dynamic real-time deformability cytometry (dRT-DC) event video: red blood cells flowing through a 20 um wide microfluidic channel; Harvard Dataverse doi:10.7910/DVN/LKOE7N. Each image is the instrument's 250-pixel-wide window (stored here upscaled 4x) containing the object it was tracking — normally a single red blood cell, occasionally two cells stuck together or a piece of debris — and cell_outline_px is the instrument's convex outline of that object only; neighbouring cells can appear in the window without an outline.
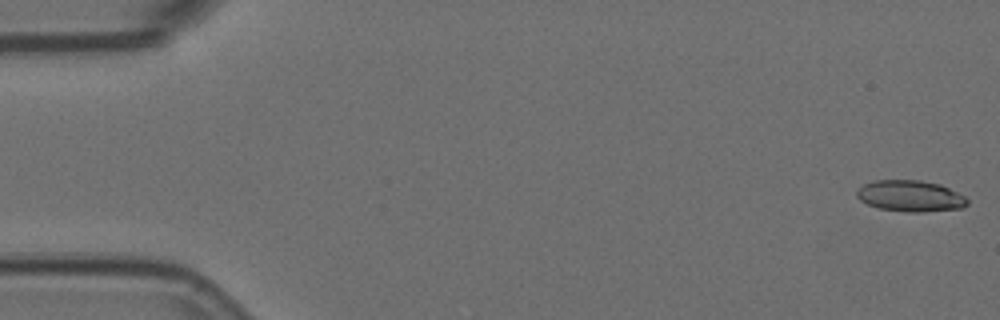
{"species": "Egyptian fruit bat (a non-hibernating species)", "species_latin": "Rousettus aegyptiacus", "temperature_condition": "room temperature", "stored_images_in_passage": 6, "camera_frame_rate_fps": 3000, "um_per_image_px": 0.085, "animal": {"sex": "female"}, "frame": {"image": 1, "passage_image": 1, "time_ms": 0.0, "image_size_px": [1000, 320], "cell_outline_px": [[968, 204], [964, 208], [924, 212], [908, 212], [876, 208], [860, 200], [856, 196], [856, 192], [864, 184], [872, 180], [920, 180], [940, 184], [964, 196], [968, 200]], "centroid_in_image_um": [77.38, 16.66], "position_along_channel_um": 7.6, "area_um2": 20.23}}
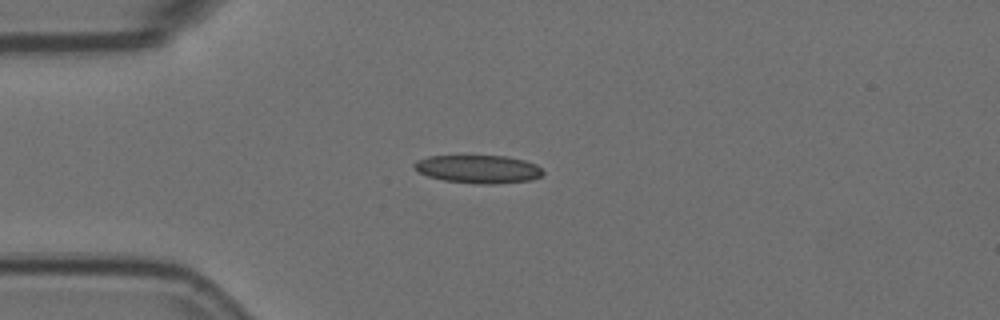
{"frame": {"image": 2, "passage_image": 4, "time_ms": 1.0, "image_size_px": [1000, 320], "cell_outline_px": [[544, 172], [540, 176], [532, 180], [496, 184], [476, 184], [444, 180], [428, 176], [412, 168], [412, 164], [416, 160], [428, 156], [508, 156], [524, 160], [536, 164]], "centroid_in_image_um": [40.64, 14.37], "position_along_channel_um": 44.4, "area_um2": 21.21}}
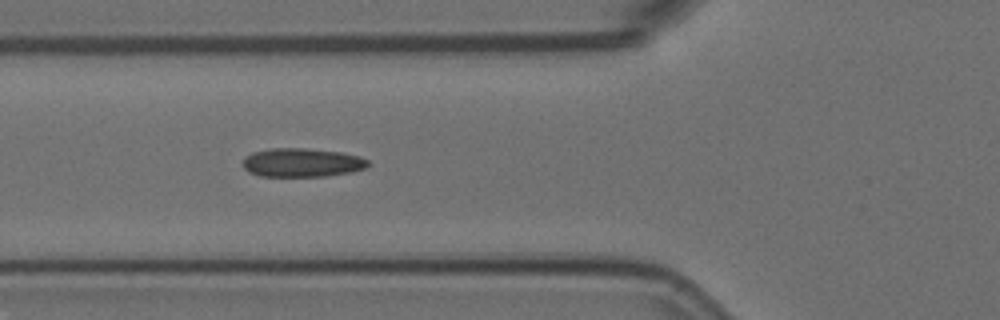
{"frame": {"image": 3, "passage_image": 6, "time_ms": 1.667, "image_size_px": [1000, 320], "cell_outline_px": [[368, 164], [364, 168], [352, 172], [328, 176], [260, 176], [248, 172], [244, 168], [244, 156], [252, 152], [272, 148], [304, 148], [340, 152], [360, 156], [368, 160]], "centroid_in_image_um": [25.65, 13.82], "position_along_channel_um": 100.1, "area_um2": 20.98}}